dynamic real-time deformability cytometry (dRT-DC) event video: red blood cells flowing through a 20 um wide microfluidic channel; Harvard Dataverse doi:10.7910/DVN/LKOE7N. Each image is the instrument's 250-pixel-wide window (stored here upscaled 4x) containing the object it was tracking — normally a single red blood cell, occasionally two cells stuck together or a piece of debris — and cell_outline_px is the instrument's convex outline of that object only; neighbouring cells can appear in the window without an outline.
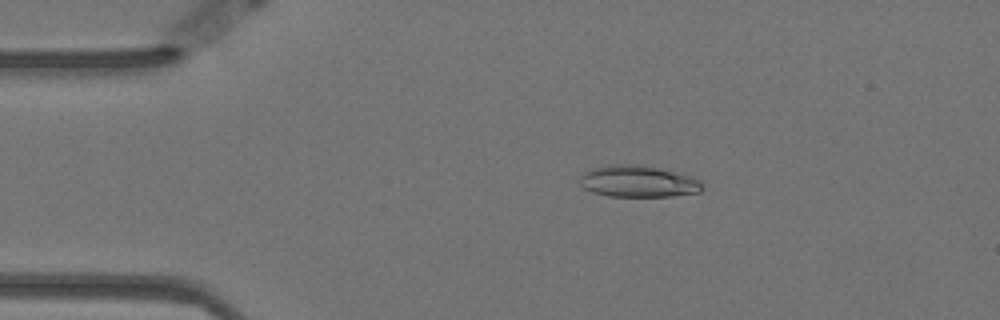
{"species": "Egyptian fruit bat (a non-hibernating species)", "species_latin": "Rousettus aegyptiacus", "temperature_condition": "warm", "stored_images_in_passage": 57, "camera_frame_rate_fps": 3000, "um_per_image_px": 0.085, "animal": {"sex": "female"}, "frame": {"image": 1, "passage_image": 11, "time_ms": 3.333, "image_size_px": [1000, 320], "cell_outline_px": [[704, 188], [700, 192], [672, 196], [608, 196], [592, 192], [584, 188], [576, 180], [584, 172], [592, 168], [604, 164], [636, 164], [660, 168], [680, 172], [692, 176], [700, 180], [704, 184]], "centroid_in_image_um": [54.24, 15.4], "position_along_channel_um": 30.8, "area_um2": 23.12}}
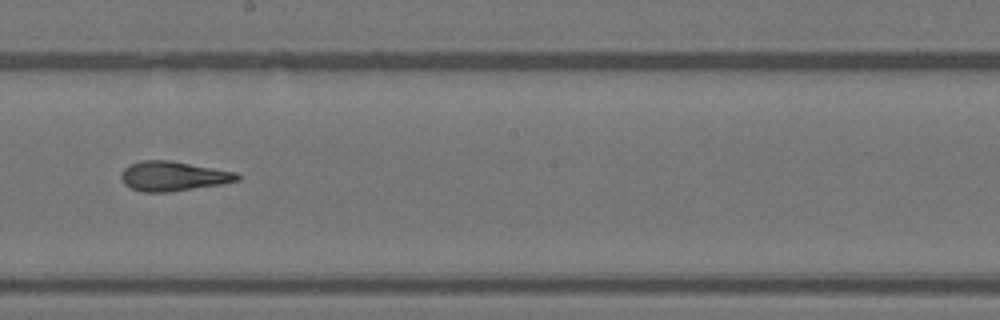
{"frame": {"image": 2, "passage_image": 32, "time_ms": 10.333, "image_size_px": [1000, 320], "cell_outline_px": [[240, 180], [224, 184], [168, 192], [144, 192], [132, 188], [124, 184], [120, 176], [120, 172], [124, 168], [140, 160], [172, 160], [236, 172], [240, 176]], "centroid_in_image_um": [14.73, 14.97], "position_along_channel_um": 233.5, "area_um2": 20.17}}
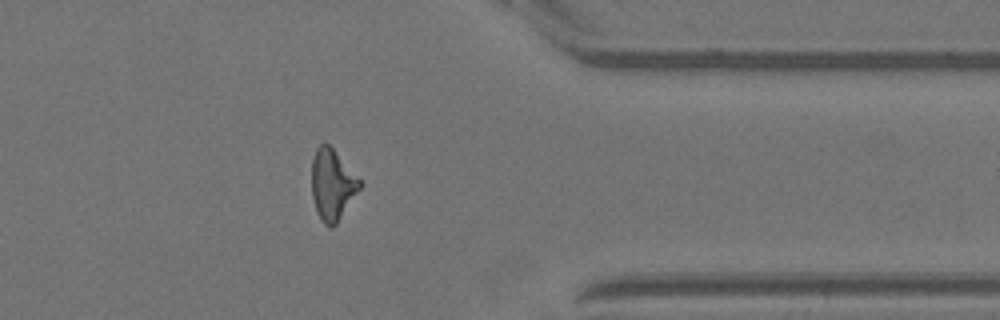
{"frame": {"image": 3, "passage_image": 46, "time_ms": 15.0, "image_size_px": [1000, 320], "cell_outline_px": [[364, 184], [336, 224], [332, 228], [328, 228], [320, 220], [316, 212], [312, 196], [312, 160], [316, 148], [320, 144], [328, 144], [332, 148]], "centroid_in_image_um": [28.24, 15.74], "position_along_channel_um": 383.2, "area_um2": 19.88}, "authors_computed_cell_mechanics": {"area_um2": 20.1144, "velocity_mm_per_s": 3.5245, "shape_relaxation_time_tau1_ms": 5.5231, "shape_relaxation_time_tau2_ms": 4.1111, "deformation_change_tau1": 0.1963, "deformation_change_tau2": 0.1243}}